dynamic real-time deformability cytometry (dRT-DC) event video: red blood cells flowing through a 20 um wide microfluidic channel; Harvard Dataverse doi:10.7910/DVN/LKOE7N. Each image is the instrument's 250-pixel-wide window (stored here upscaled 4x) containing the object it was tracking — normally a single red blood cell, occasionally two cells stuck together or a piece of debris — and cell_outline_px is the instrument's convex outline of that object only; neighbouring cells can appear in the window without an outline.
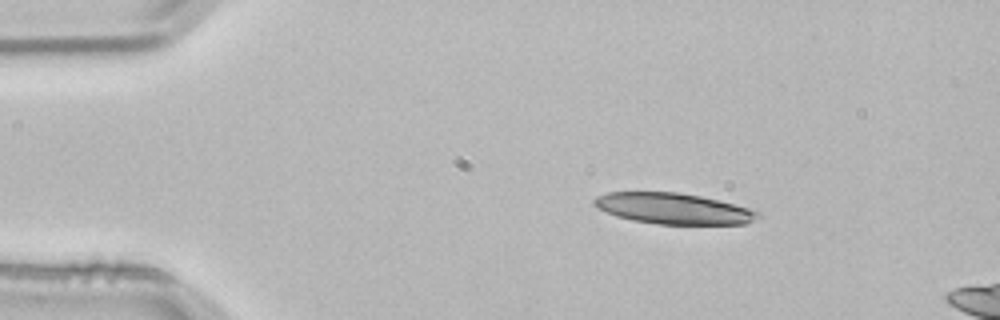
{"species": "common noctule bat (a hibernating species)", "species_latin": "Nyctalus noctula", "temperature_condition": "room temperature", "stored_images_in_passage": 2, "camera_frame_rate_fps": 3000, "um_per_image_px": 0.085, "animal": {"sex": "male", "body_mass_g": 21.5, "forearm_length_mm": 52.0}, "frame": {"image": 1, "passage_image": 1, "time_ms": 0.0, "image_size_px": [1000, 320], "cell_outline_px": [[760, 216], [748, 224], [656, 224], [632, 220], [616, 216], [592, 204], [592, 200], [596, 196], [608, 192], [676, 192], [700, 196], [748, 208], [760, 212]], "centroid_in_image_um": [57.22, 17.73], "position_along_channel_um": 27.8, "area_um2": 29.3}}